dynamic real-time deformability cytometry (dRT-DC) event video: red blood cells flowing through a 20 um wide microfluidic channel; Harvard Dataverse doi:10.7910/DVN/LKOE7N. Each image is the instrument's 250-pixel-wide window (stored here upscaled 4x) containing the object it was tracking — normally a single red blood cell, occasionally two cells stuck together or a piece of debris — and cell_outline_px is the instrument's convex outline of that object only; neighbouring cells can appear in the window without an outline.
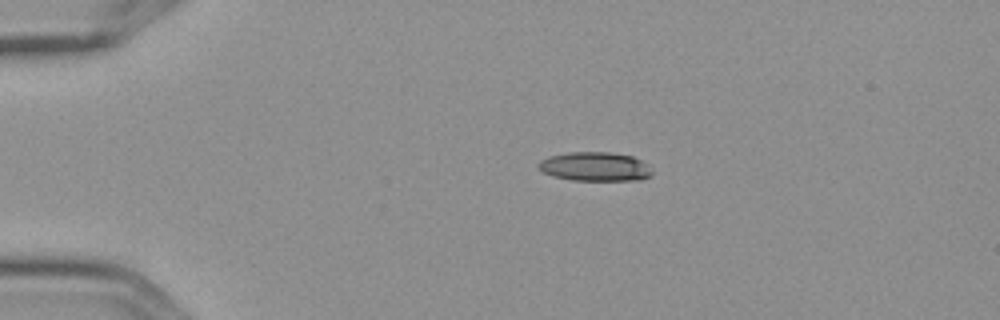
{"species": "Egyptian fruit bat (a non-hibernating species)", "species_latin": "Rousettus aegyptiacus", "temperature_condition": "cold", "stored_images_in_passage": 3, "camera_frame_rate_fps": 3000, "um_per_image_px": 0.085, "frame": {"image": 1, "passage_image": 1, "time_ms": 0.0, "image_size_px": [1000, 320], "cell_outline_px": [[652, 176], [640, 180], [572, 180], [552, 176], [536, 168], [536, 164], [540, 160], [548, 156], [568, 152], [612, 152], [632, 156], [640, 160], [652, 172]], "centroid_in_image_um": [50.51, 14.16], "position_along_channel_um": 34.5, "area_um2": 19.31}}
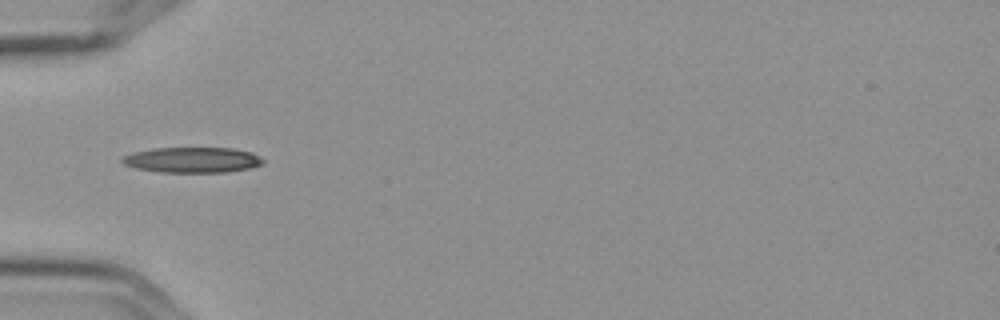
{"frame": {"image": 2, "passage_image": 3, "time_ms": 0.667, "image_size_px": [1000, 320], "cell_outline_px": [[264, 164], [248, 168], [224, 172], [160, 172], [136, 168], [124, 164], [120, 160], [124, 156], [132, 152], [156, 148], [232, 148], [252, 152], [264, 160]], "centroid_in_image_um": [16.35, 13.59], "position_along_channel_um": 68.7, "area_um2": 20.81}}